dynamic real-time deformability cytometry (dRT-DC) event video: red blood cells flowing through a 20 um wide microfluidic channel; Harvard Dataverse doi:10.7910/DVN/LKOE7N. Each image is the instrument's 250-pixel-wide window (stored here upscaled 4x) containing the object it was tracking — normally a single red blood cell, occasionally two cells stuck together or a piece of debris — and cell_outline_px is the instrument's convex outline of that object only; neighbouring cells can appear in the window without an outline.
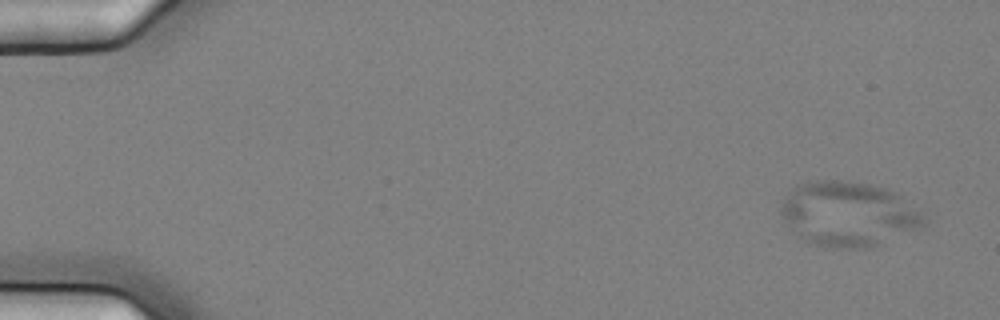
{"species": "common noctule bat (a hibernating species)", "species_latin": "Nyctalus noctula", "temperature_condition": "cold", "stored_images_in_passage": 5, "camera_frame_rate_fps": 3000, "um_per_image_px": 0.085, "animal": {"sex": "female", "body_mass_g": 25.1}, "frame": {"image": 1, "passage_image": 1, "time_ms": 0.0, "image_size_px": [1000, 320], "cell_outline_px": [[924, 224], [920, 228], [868, 248], [832, 248], [812, 244], [800, 236], [796, 232], [780, 212], [780, 204], [792, 188], [796, 184], [808, 180], [840, 180], [868, 184], [884, 188], [896, 192], [920, 212], [924, 216]], "centroid_in_image_um": [72.09, 18.17], "position_along_channel_um": 12.9, "area_um2": 53.47}}